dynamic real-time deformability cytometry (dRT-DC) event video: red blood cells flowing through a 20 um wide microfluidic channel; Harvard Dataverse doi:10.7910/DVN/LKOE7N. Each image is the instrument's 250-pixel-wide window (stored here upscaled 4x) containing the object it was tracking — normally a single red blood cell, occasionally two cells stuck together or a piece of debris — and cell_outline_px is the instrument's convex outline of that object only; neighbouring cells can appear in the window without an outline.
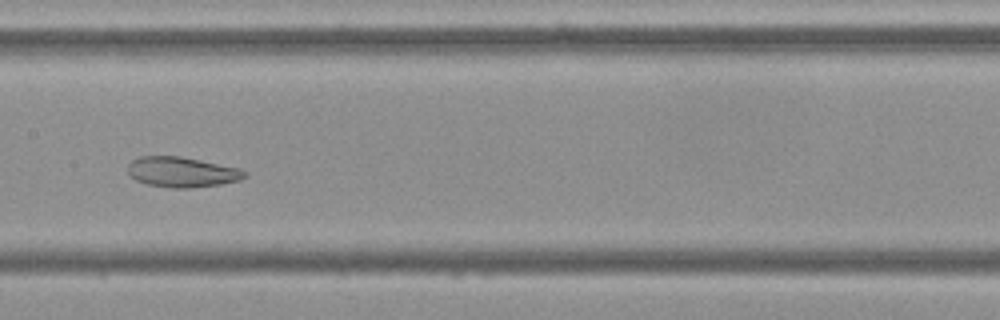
{"species": "Egyptian fruit bat (a non-hibernating species)", "species_latin": "Rousettus aegyptiacus", "temperature_condition": "cold", "stored_images_in_passage": 50, "camera_frame_rate_fps": 3000, "um_per_image_px": 0.085, "frame": {"image": 1, "passage_image": 23, "time_ms": 7.333, "image_size_px": [1000, 320], "cell_outline_px": [[248, 176], [240, 180], [220, 184], [192, 188], [172, 188], [148, 184], [136, 180], [128, 172], [128, 164], [132, 160], [140, 156], [180, 156], [240, 168], [248, 172]], "centroid_in_image_um": [15.5, 14.62], "position_along_channel_um": 191.9, "area_um2": 20.63}}
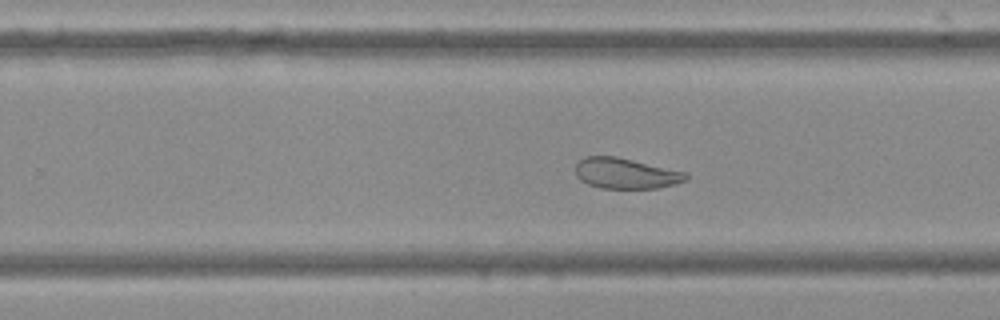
{"frame": {"image": 2, "passage_image": 30, "time_ms": 9.667, "image_size_px": [1000, 320], "cell_outline_px": [[688, 180], [676, 184], [656, 188], [600, 188], [588, 184], [580, 180], [576, 176], [576, 164], [584, 156], [616, 156], [688, 172]], "centroid_in_image_um": [53.21, 14.73], "position_along_channel_um": 276.6, "area_um2": 19.88}}
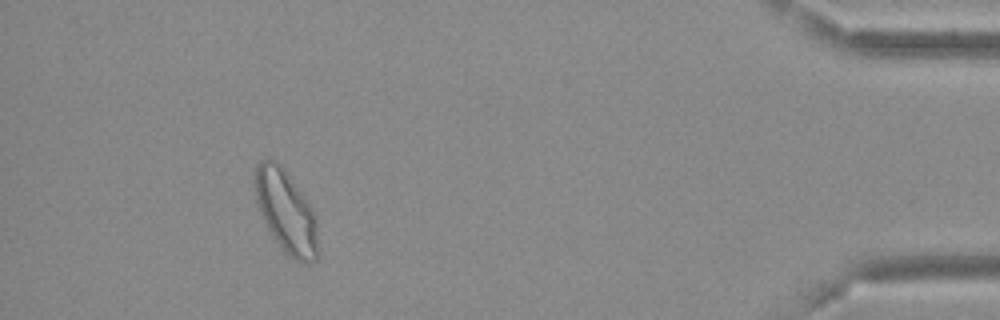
{"frame": {"image": 3, "passage_image": 46, "time_ms": 15.0, "image_size_px": [1000, 320], "cell_outline_px": [[316, 260], [312, 264], [300, 264], [292, 260], [288, 256], [272, 236], [260, 212], [256, 200], [252, 184], [256, 164], [260, 160], [276, 160], [284, 168], [308, 204], [312, 212], [316, 224]], "centroid_in_image_um": [24.25, 17.99], "position_along_channel_um": 410.9, "area_um2": 30.17}, "authors_computed_cell_mechanics": {"area_um2": 26.0967, "velocity_mm_per_s": 3.6368, "shape_relaxation_time_tau1_ms": null, "shape_relaxation_time_tau2_ms": 1.8783, "deformation_change_tau1": null, "deformation_change_tau2": 0.0666}}